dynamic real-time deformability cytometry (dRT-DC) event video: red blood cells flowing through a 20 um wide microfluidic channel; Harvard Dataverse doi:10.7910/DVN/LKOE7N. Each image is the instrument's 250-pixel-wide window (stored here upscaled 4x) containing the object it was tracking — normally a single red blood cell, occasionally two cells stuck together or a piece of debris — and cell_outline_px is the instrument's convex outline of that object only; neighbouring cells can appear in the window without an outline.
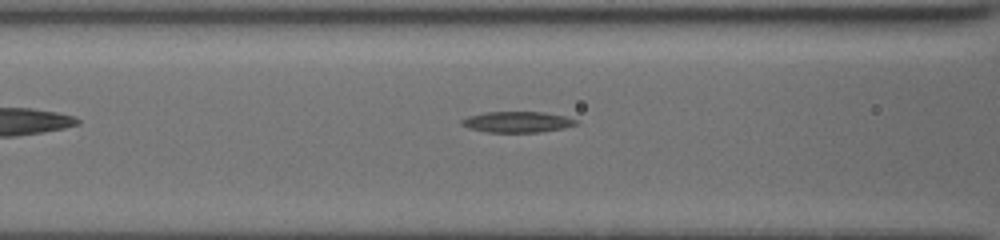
{"species": "common noctule bat (a hibernating species)", "species_latin": "Nyctalus noctula", "temperature_condition": "cold", "stored_images_in_passage": 26, "camera_frame_rate_fps": 3000, "um_per_image_px": 0.085, "animal": {"sex": "female", "body_mass_g": 19.5, "forearm_length_mm": 54.1}, "frame": {"image": 1, "passage_image": 6, "time_ms": 1.667, "image_size_px": [1000, 240], "cell_outline_px": [[580, 120], [576, 124], [564, 128], [540, 132], [484, 132], [468, 128], [460, 124], [460, 120], [468, 116], [484, 112], [544, 112], [564, 116]], "centroid_in_image_um": [43.94, 10.37], "position_along_channel_um": 122.7, "area_um2": 14.05}}
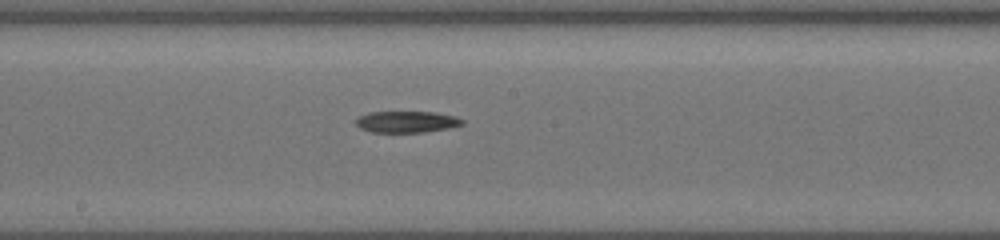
{"frame": {"image": 2, "passage_image": 13, "time_ms": 4.0, "image_size_px": [1000, 240], "cell_outline_px": [[464, 124], [448, 128], [424, 132], [372, 132], [360, 128], [356, 124], [356, 120], [360, 116], [368, 112], [436, 112], [456, 116], [464, 120]], "centroid_in_image_um": [34.59, 10.35], "position_along_channel_um": 213.6, "area_um2": 13.29}}
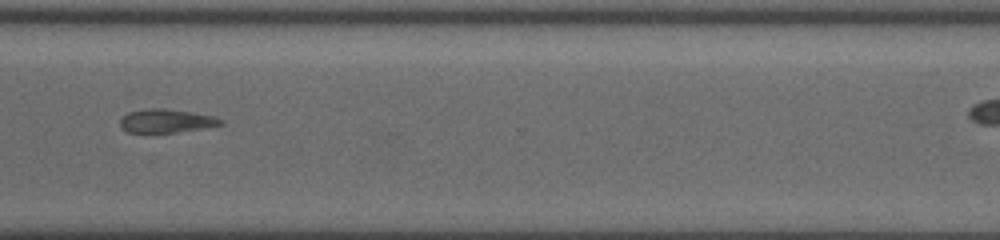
{"frame": {"image": 3, "passage_image": 24, "time_ms": 7.667, "image_size_px": [1000, 240], "cell_outline_px": [[224, 124], [204, 128], [148, 136], [128, 132], [120, 128], [120, 120], [128, 112], [144, 108], [164, 108], [212, 116], [224, 120]], "centroid_in_image_um": [14.04, 10.32], "position_along_channel_um": 356.6, "area_um2": 14.39}}